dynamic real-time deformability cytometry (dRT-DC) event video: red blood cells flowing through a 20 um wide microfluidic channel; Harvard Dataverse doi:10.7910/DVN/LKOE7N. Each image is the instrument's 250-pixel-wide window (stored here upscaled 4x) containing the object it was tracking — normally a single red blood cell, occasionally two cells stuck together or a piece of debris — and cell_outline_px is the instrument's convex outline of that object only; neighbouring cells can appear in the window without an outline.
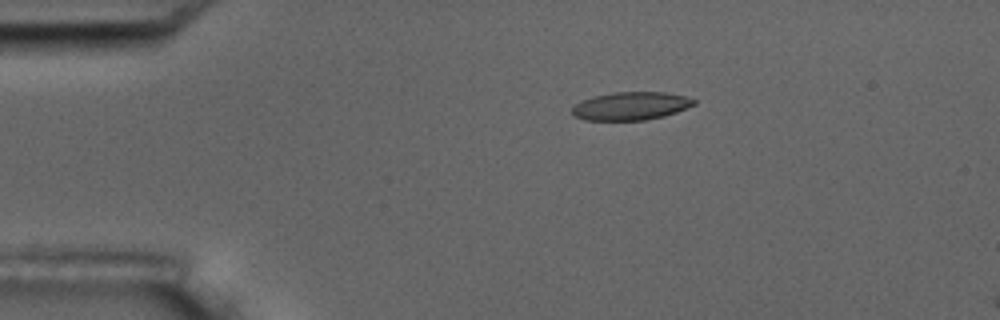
{"species": "common noctule bat (a hibernating species)", "species_latin": "Nyctalus noctula", "temperature_condition": "room temperature", "stored_images_in_passage": 6, "camera_frame_rate_fps": 3000, "um_per_image_px": 0.085, "animal": {"sex": "male", "body_mass_g": 17.5, "forearm_length_mm": 52.3}, "frame": {"image": 1, "passage_image": 3, "time_ms": 3.333, "image_size_px": [1000, 320], "cell_outline_px": [[696, 104], [676, 112], [664, 116], [644, 120], [584, 120], [572, 116], [572, 108], [580, 100], [592, 96], [612, 92], [664, 92], [684, 96], [696, 100]], "centroid_in_image_um": [53.58, 9.01], "position_along_channel_um": 31.4, "area_um2": 20.06}}